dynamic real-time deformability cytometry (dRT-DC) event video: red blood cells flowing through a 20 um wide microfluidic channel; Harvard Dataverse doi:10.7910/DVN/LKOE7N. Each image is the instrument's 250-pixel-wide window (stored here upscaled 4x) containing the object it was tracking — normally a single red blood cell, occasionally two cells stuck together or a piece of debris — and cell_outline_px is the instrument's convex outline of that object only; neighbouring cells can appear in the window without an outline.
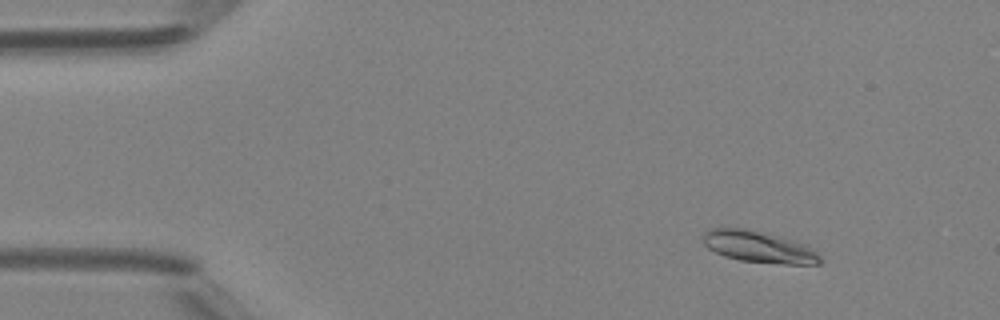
{"species": "Egyptian fruit bat (a non-hibernating species)", "species_latin": "Rousettus aegyptiacus", "temperature_condition": "room temperature", "stored_images_in_passage": 51, "camera_frame_rate_fps": 3000, "um_per_image_px": 0.085, "animal": {"sex": "female"}, "frame": {"image": 1, "passage_image": 7, "time_ms": 2.0, "image_size_px": [1000, 320], "cell_outline_px": [[820, 264], [784, 264], [740, 260], [724, 256], [708, 248], [704, 244], [704, 232], [712, 228], [744, 228], [804, 244], [816, 252], [820, 256]], "centroid_in_image_um": [64.46, 21.0], "position_along_channel_um": 20.5, "area_um2": 20.87}}
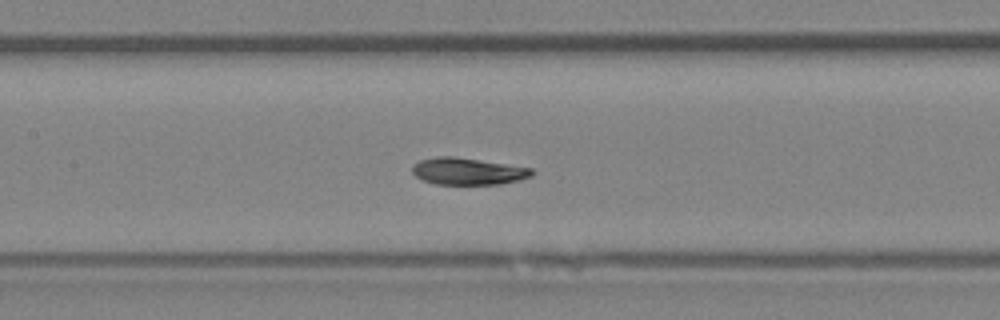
{"frame": {"image": 2, "passage_image": 24, "time_ms": 7.667, "image_size_px": [1000, 320], "cell_outline_px": [[532, 176], [500, 184], [436, 184], [424, 180], [416, 176], [412, 172], [412, 164], [420, 160], [436, 156], [452, 156], [480, 160], [532, 168]], "centroid_in_image_um": [39.72, 14.55], "position_along_channel_um": 167.7, "area_um2": 18.55}}
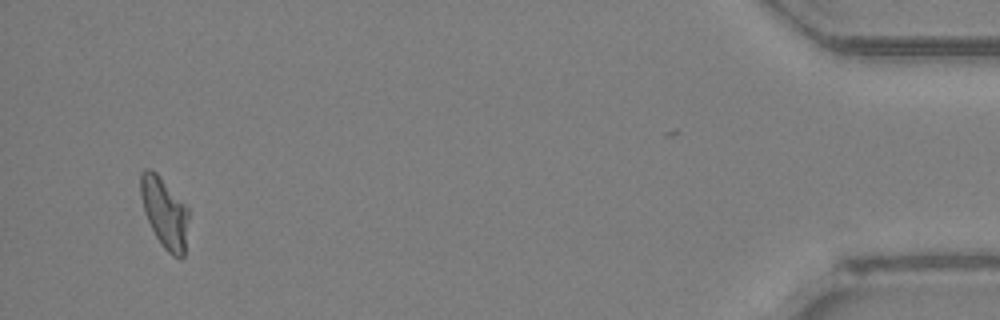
{"frame": {"image": 3, "passage_image": 48, "time_ms": 15.667, "image_size_px": [1000, 320], "cell_outline_px": [[188, 216], [184, 256], [172, 256], [160, 244], [144, 212], [140, 192], [140, 172], [144, 168], [152, 168], [160, 176], [188, 208]], "centroid_in_image_um": [13.96, 18.03], "position_along_channel_um": 421.2, "area_um2": 19.48}, "authors_computed_cell_mechanics": {"area_um2": 19.4786, "velocity_mm_per_s": 4.1868, "shape_relaxation_time_tau1_ms": 5.0193, "shape_relaxation_time_tau2_ms": 4.5046, "deformation_change_tau1": 0.1417, "deformation_change_tau2": 0.074}}